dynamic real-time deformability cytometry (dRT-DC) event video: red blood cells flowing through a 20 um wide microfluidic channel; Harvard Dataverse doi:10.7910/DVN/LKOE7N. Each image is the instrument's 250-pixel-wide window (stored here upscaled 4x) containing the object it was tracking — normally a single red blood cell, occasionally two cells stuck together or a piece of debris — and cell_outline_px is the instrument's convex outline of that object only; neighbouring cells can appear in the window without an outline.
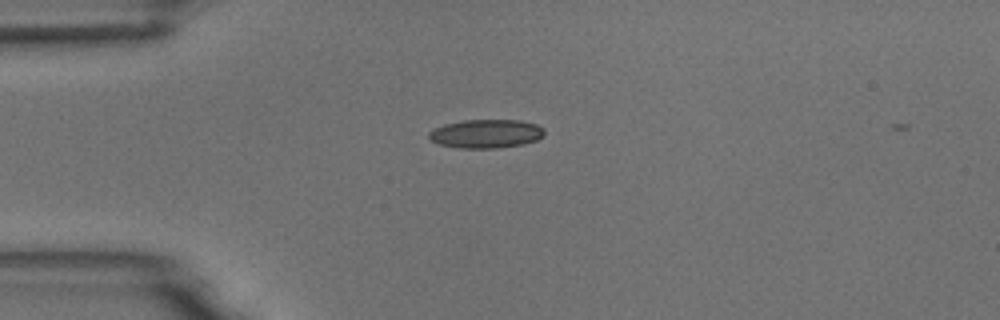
{"species": "common noctule bat (a hibernating species)", "species_latin": "Nyctalus noctula", "temperature_condition": "room temperature", "stored_images_in_passage": 3, "camera_frame_rate_fps": 3000, "um_per_image_px": 0.085, "animal": {"sex": "male", "body_mass_g": 18.8}, "frame": {"image": 1, "passage_image": 1, "time_ms": 0.0, "image_size_px": [1000, 320], "cell_outline_px": [[544, 136], [536, 140], [524, 144], [496, 148], [460, 148], [440, 144], [432, 140], [428, 136], [428, 132], [444, 124], [464, 120], [520, 120], [536, 124], [544, 128]], "centroid_in_image_um": [41.34, 11.36], "position_along_channel_um": 43.7, "area_um2": 19.25}}